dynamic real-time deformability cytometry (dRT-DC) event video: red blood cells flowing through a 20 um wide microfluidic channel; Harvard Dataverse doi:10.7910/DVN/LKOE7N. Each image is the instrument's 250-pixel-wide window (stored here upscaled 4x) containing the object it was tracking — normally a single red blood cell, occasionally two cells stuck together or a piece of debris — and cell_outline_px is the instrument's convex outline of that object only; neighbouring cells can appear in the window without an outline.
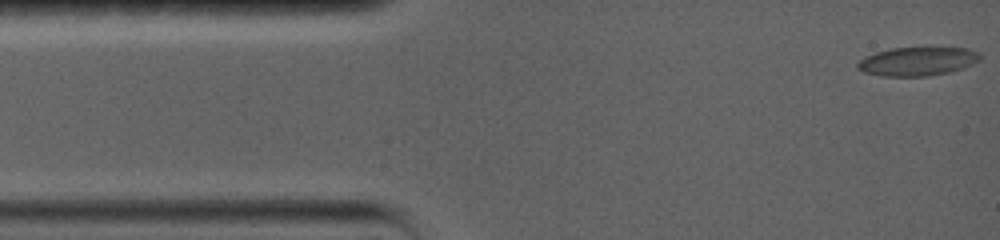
{"species": "common noctule bat (a hibernating species)", "species_latin": "Nyctalus noctula", "temperature_condition": "warm", "stored_images_in_passage": 6, "camera_frame_rate_fps": 5000, "um_per_image_px": 0.085, "animal": {"sex": "female", "body_mass_g": 19.0, "forearm_length_mm": 56.7}, "frame": {"image": 1, "passage_image": 1, "time_ms": 0.0, "image_size_px": [1000, 240], "cell_outline_px": [[980, 60], [964, 68], [948, 72], [928, 76], [880, 76], [864, 72], [856, 68], [856, 64], [864, 56], [876, 52], [892, 48], [968, 48], [980, 52]], "centroid_in_image_um": [77.97, 5.22], "position_along_channel_um": 7.0, "area_um2": 20.52}}
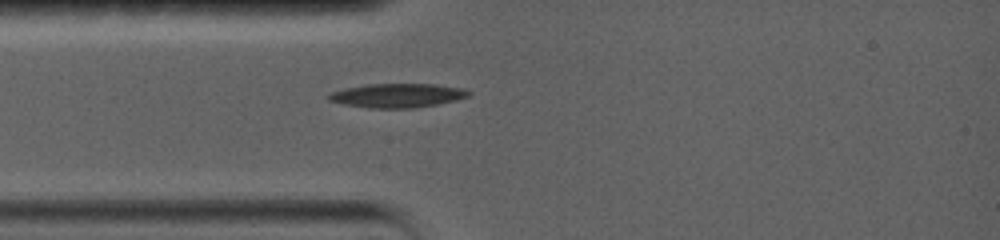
{"frame": {"image": 2, "passage_image": 6, "time_ms": 3.4, "image_size_px": [1000, 240], "cell_outline_px": [[472, 92], [468, 96], [456, 100], [436, 104], [412, 108], [368, 108], [344, 104], [328, 100], [328, 92], [344, 88], [364, 84], [436, 84], [464, 88]], "centroid_in_image_um": [33.75, 8.11], "position_along_channel_um": 51.2, "area_um2": 19.71}}